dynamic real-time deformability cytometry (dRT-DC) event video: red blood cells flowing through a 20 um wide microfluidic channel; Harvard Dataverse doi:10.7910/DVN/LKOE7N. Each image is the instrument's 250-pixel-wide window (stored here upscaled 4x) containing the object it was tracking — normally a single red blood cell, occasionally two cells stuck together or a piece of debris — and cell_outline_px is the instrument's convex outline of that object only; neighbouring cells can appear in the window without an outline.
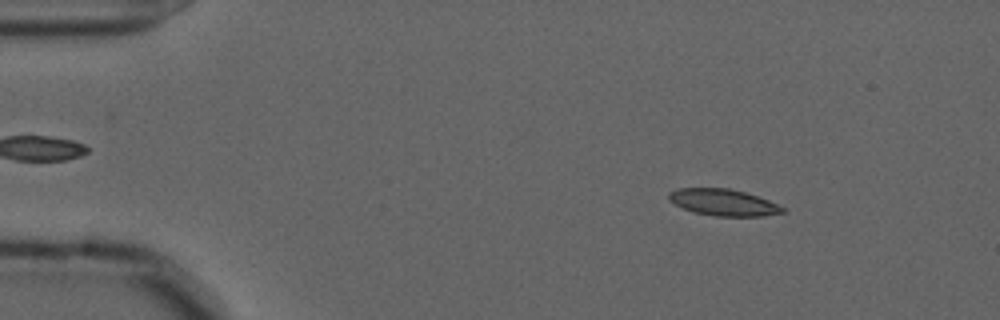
{"species": "common noctule bat (a hibernating species)", "species_latin": "Nyctalus noctula", "temperature_condition": "cold", "stored_images_in_passage": 55, "camera_frame_rate_fps": 3000, "um_per_image_px": 0.085, "animal": {"sex": "male", "forearm_length_mm": 52.5}, "frame": {"image": 1, "passage_image": 7, "time_ms": 2.0, "image_size_px": [1000, 320], "cell_outline_px": [[788, 212], [764, 216], [712, 216], [692, 212], [668, 200], [668, 192], [680, 188], [728, 188], [744, 192], [768, 200], [784, 208]], "centroid_in_image_um": [61.48, 17.21], "position_along_channel_um": 23.5, "area_um2": 17.63}}
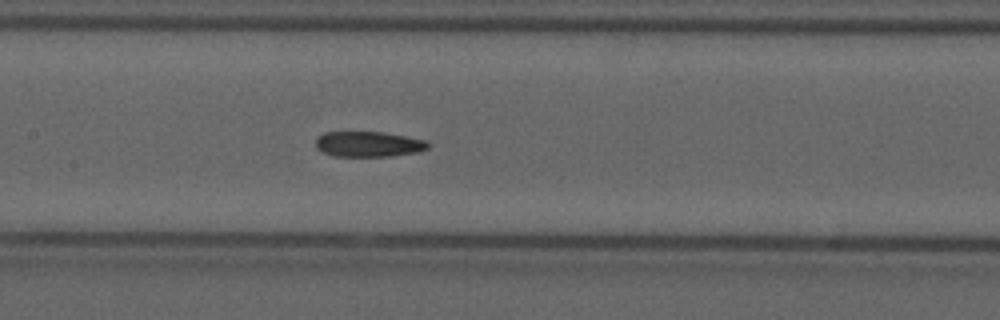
{"frame": {"image": 2, "passage_image": 26, "time_ms": 8.333, "image_size_px": [1000, 320], "cell_outline_px": [[432, 144], [428, 148], [420, 152], [392, 156], [336, 156], [324, 152], [316, 148], [316, 136], [324, 132], [380, 132], [428, 140]], "centroid_in_image_um": [31.36, 12.25], "position_along_channel_um": 176.0, "area_um2": 16.76}}
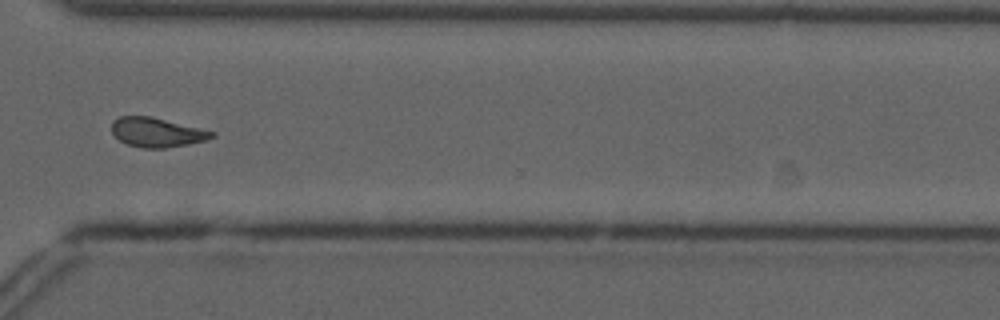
{"frame": {"image": 3, "passage_image": 41, "time_ms": 13.333, "image_size_px": [1000, 320], "cell_outline_px": [[216, 136], [208, 140], [188, 144], [164, 148], [144, 148], [128, 144], [120, 140], [112, 132], [112, 120], [120, 116], [152, 116], [216, 132]], "centroid_in_image_um": [13.36, 11.24], "position_along_channel_um": 357.2, "area_um2": 17.17}, "authors_computed_cell_mechanics": {"area_um2": 17.4556, "velocity_mm_per_s": 3.6347, "shape_relaxation_time_tau1_ms": null, "shape_relaxation_time_tau2_ms": 4.1336, "deformation_change_tau1": null, "deformation_change_tau2": 0.1136}}